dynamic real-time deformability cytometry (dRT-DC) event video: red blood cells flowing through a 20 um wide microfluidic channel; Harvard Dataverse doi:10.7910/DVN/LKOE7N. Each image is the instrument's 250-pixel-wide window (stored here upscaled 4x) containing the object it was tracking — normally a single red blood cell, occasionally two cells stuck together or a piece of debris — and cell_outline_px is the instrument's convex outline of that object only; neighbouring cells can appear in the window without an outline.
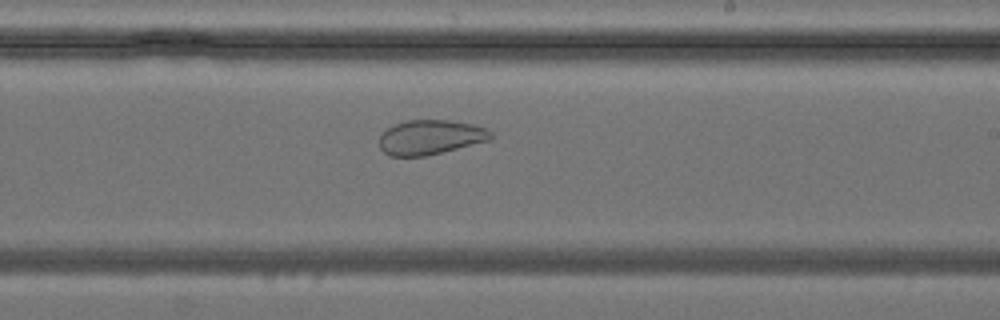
{"species": "common noctule bat (a hibernating species)", "species_latin": "Nyctalus noctula", "temperature_condition": "cold", "stored_images_in_passage": 40, "camera_frame_rate_fps": 3000, "um_per_image_px": 0.085, "animal": {"sex": "female", "body_mass_g": 24.6, "forearm_length_mm": 56.2}, "frame": {"image": 1, "passage_image": 23, "time_ms": 7.333, "image_size_px": [1000, 320], "cell_outline_px": [[492, 140], [424, 156], [388, 156], [380, 148], [380, 136], [388, 128], [396, 124], [408, 120], [448, 120], [472, 124], [488, 128], [492, 132]], "centroid_in_image_um": [36.62, 11.66], "position_along_channel_um": 252.4, "area_um2": 22.43}}